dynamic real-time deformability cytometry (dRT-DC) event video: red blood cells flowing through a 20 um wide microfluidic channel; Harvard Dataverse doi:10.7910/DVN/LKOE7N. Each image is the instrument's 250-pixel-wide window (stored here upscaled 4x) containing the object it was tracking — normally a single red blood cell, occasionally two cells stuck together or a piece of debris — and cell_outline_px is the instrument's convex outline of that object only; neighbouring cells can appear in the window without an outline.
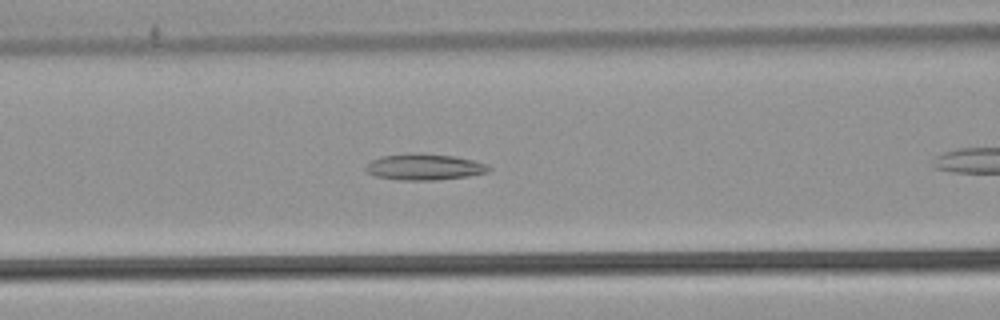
{"species": "common noctule bat (a hibernating species)", "species_latin": "Nyctalus noctula", "temperature_condition": "warm", "stored_images_in_passage": 28, "segment_of_instrument_passage": [1, 2], "camera_frame_rate_fps": 3000, "um_per_image_px": 0.085, "animal": {"sex": "male", "body_mass_g": 21.5, "forearm_length_mm": 52.0}, "frame": {"image": 1, "passage_image": 8, "time_ms": 2.333, "image_size_px": [1000, 320], "cell_outline_px": [[492, 168], [488, 172], [468, 176], [436, 180], [400, 180], [376, 176], [368, 172], [364, 168], [372, 160], [380, 156], [404, 152], [412, 152], [452, 156], [472, 160], [484, 164]], "centroid_in_image_um": [36.03, 14.18], "position_along_channel_um": 130.6, "area_um2": 18.79}}
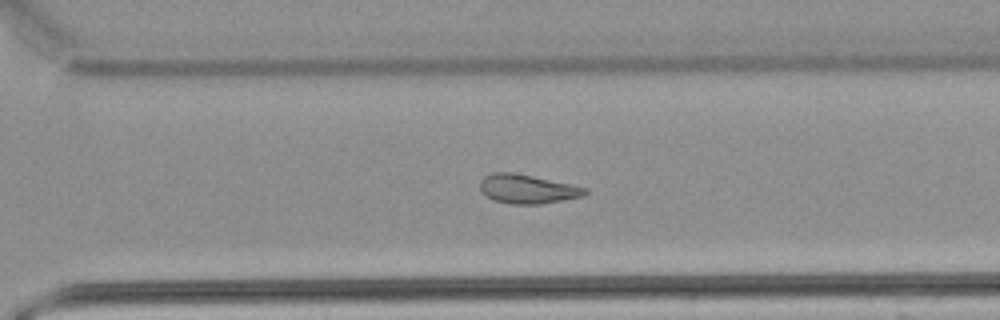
{"frame": {"image": 2, "passage_image": 23, "time_ms": 7.333, "image_size_px": [1000, 320], "cell_outline_px": [[588, 192], [584, 196], [540, 204], [508, 204], [492, 200], [480, 188], [480, 180], [484, 176], [492, 172], [512, 172], [572, 184], [588, 188]], "centroid_in_image_um": [44.84, 16.06], "position_along_channel_um": 325.8, "area_um2": 17.8}}
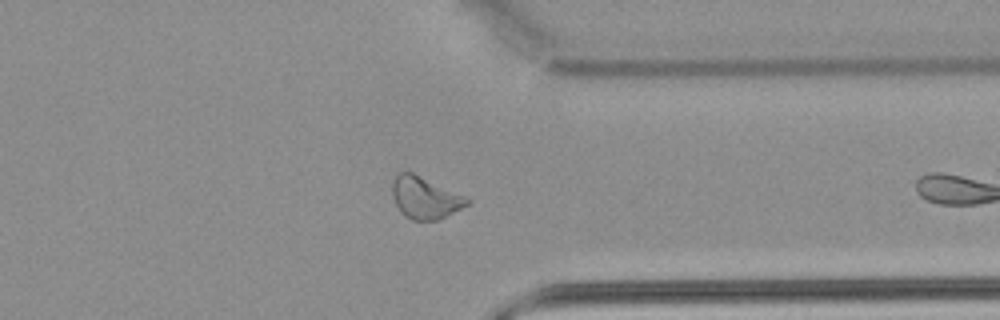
{"frame": {"image": 3, "passage_image": 27, "time_ms": 8.667, "image_size_px": [1000, 320], "cell_outline_px": [[472, 200], [468, 204], [436, 220], [412, 220], [404, 216], [400, 212], [392, 196], [392, 184], [396, 176], [400, 172], [412, 172], [468, 196]], "centroid_in_image_um": [36.13, 16.8], "position_along_channel_um": 375.3, "area_um2": 18.26}}